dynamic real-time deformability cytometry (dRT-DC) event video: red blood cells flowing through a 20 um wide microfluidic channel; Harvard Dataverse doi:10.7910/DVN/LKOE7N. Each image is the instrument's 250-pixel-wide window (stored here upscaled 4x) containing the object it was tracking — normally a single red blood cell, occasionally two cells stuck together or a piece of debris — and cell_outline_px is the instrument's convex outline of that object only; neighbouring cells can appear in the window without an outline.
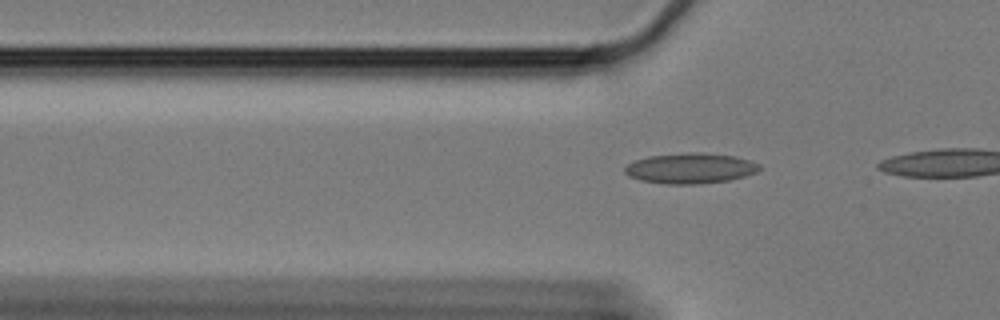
{"species": "Egyptian fruit bat (a non-hibernating species)", "species_latin": "Rousettus aegyptiacus", "temperature_condition": "cold", "stored_images_in_passage": 7, "camera_frame_rate_fps": 3000, "um_per_image_px": 0.085, "animal": {"sex": "female"}, "frame": {"image": 1, "passage_image": 4, "time_ms": 1.0, "image_size_px": [1000, 320], "cell_outline_px": [[760, 168], [756, 172], [744, 176], [728, 180], [700, 184], [664, 184], [640, 180], [628, 176], [624, 172], [624, 168], [628, 164], [636, 160], [648, 156], [688, 152], [704, 152], [736, 156], [752, 160], [760, 164]], "centroid_in_image_um": [58.69, 14.29], "position_along_channel_um": 67.1, "area_um2": 24.1}}